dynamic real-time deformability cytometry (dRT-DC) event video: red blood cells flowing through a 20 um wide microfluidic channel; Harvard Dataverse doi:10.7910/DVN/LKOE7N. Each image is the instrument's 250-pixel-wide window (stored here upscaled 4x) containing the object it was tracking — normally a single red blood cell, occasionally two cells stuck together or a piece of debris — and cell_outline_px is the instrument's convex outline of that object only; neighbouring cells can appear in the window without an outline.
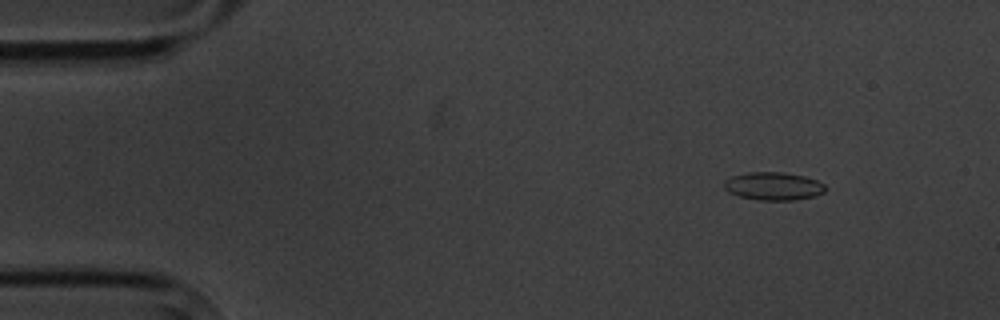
{"species": "common noctule bat (a hibernating species)", "species_latin": "Nyctalus noctula", "temperature_condition": "cold", "stored_images_in_passage": 3, "camera_frame_rate_fps": 3000, "um_per_image_px": 0.085, "animal": {"sex": "male", "body_mass_g": 20.1, "forearm_length_mm": 53.5}, "frame": {"image": 1, "passage_image": 1, "time_ms": 0.0, "image_size_px": [1000, 320], "cell_outline_px": [[828, 188], [824, 192], [816, 196], [796, 200], [760, 200], [740, 196], [728, 192], [724, 188], [724, 180], [732, 176], [748, 172], [784, 172], [804, 176], [816, 180], [824, 184]], "centroid_in_image_um": [65.76, 15.82], "position_along_channel_um": 19.2, "area_um2": 16.65}}
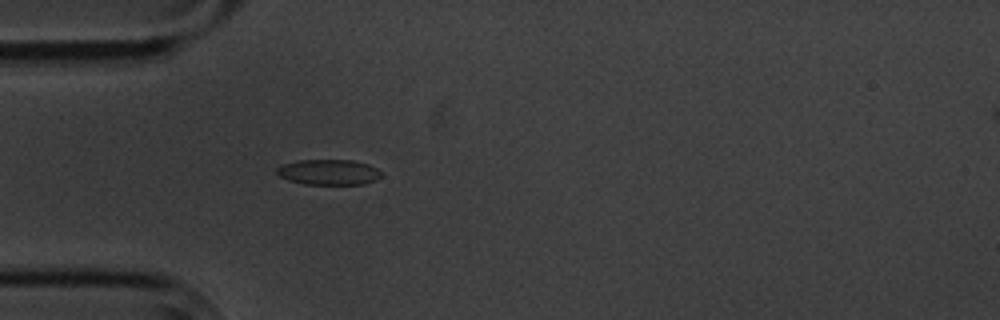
{"frame": {"image": 2, "passage_image": 3, "time_ms": 3.333, "image_size_px": [1000, 320], "cell_outline_px": [[384, 172], [376, 180], [364, 184], [304, 184], [288, 180], [280, 176], [276, 172], [276, 168], [280, 164], [300, 160], [352, 160], [368, 164]], "centroid_in_image_um": [27.94, 14.63], "position_along_channel_um": 57.1, "area_um2": 15.61}}